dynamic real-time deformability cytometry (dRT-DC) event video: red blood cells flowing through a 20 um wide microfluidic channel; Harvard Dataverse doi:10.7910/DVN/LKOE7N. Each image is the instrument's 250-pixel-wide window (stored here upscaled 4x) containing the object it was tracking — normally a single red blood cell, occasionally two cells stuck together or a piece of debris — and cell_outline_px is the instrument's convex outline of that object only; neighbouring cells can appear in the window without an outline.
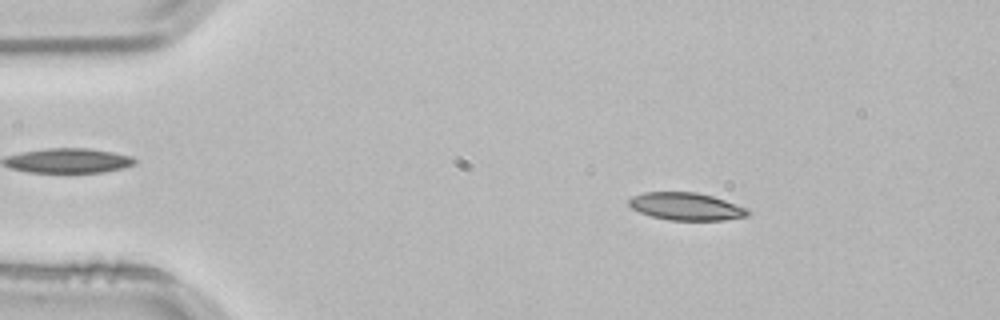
{"species": "common noctule bat (a hibernating species)", "species_latin": "Nyctalus noctula", "temperature_condition": "room temperature", "stored_images_in_passage": 2, "camera_frame_rate_fps": 3000, "um_per_image_px": 0.085, "animal": {"sex": "male", "body_mass_g": 21.5, "forearm_length_mm": 52.0}, "frame": {"image": 1, "passage_image": 1, "time_ms": 0.0, "image_size_px": [1000, 320], "cell_outline_px": [[752, 212], [748, 216], [724, 220], [668, 220], [652, 216], [640, 212], [632, 208], [628, 204], [628, 200], [632, 196], [644, 192], [696, 192], [712, 196], [748, 208]], "centroid_in_image_um": [58.34, 17.55], "position_along_channel_um": 26.7, "area_um2": 19.13}}